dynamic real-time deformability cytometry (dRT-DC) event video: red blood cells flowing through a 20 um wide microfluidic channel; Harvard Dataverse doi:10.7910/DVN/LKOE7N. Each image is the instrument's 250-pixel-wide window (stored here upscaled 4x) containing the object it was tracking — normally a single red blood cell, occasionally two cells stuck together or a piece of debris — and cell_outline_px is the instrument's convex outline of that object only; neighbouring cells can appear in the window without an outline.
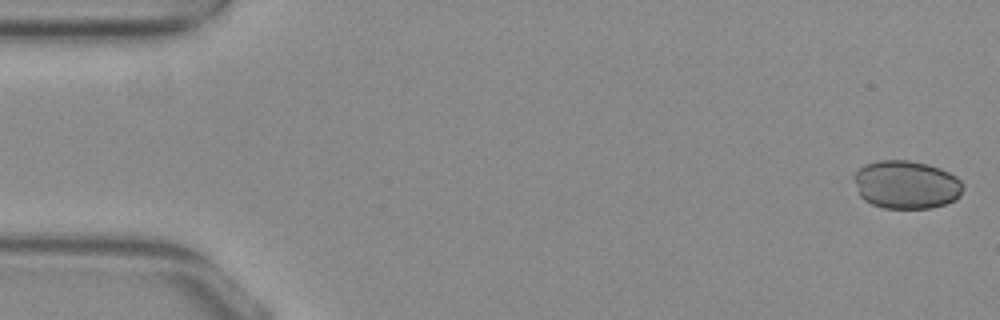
{"species": "common noctule bat (a hibernating species)", "species_latin": "Nyctalus noctula", "temperature_condition": "warm", "stored_images_in_passage": 52, "camera_frame_rate_fps": 3000, "um_per_image_px": 0.085, "animal": {"sex": "female", "body_mass_g": 29.2, "forearm_length_mm": 56.3}, "frame": {"image": 1, "passage_image": 1, "time_ms": 0.0, "image_size_px": [1000, 320], "cell_outline_px": [[964, 188], [960, 196], [956, 200], [932, 208], [884, 208], [872, 204], [864, 200], [860, 196], [852, 176], [864, 164], [876, 160], [908, 160], [928, 164], [940, 168], [956, 176], [964, 184]], "centroid_in_image_um": [77.04, 15.69], "position_along_channel_um": 8.0, "area_um2": 30.92}}
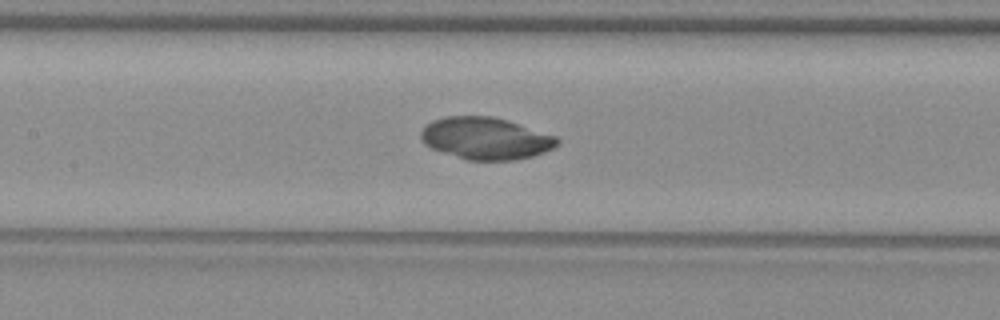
{"frame": {"image": 2, "passage_image": 24, "time_ms": 7.667, "image_size_px": [1000, 320], "cell_outline_px": [[560, 144], [544, 152], [532, 156], [516, 160], [468, 160], [432, 148], [424, 144], [420, 140], [420, 132], [432, 120], [444, 116], [492, 116], [508, 120], [556, 136], [560, 140]], "centroid_in_image_um": [41.29, 11.75], "position_along_channel_um": 166.1, "area_um2": 33.41}}
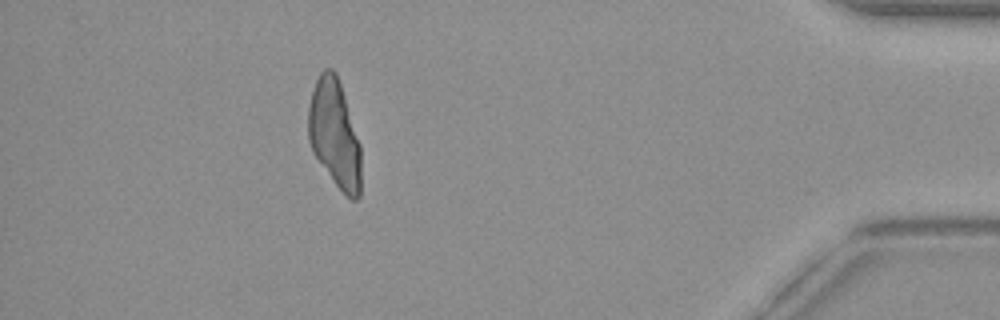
{"frame": {"image": 3, "passage_image": 47, "time_ms": 15.333, "image_size_px": [1000, 320], "cell_outline_px": [[360, 196], [356, 200], [352, 200], [336, 184], [312, 152], [308, 140], [308, 108], [312, 92], [316, 80], [320, 72], [324, 68], [332, 68], [336, 72], [360, 144]], "centroid_in_image_um": [28.42, 11.36], "position_along_channel_um": 406.8, "area_um2": 32.77}}